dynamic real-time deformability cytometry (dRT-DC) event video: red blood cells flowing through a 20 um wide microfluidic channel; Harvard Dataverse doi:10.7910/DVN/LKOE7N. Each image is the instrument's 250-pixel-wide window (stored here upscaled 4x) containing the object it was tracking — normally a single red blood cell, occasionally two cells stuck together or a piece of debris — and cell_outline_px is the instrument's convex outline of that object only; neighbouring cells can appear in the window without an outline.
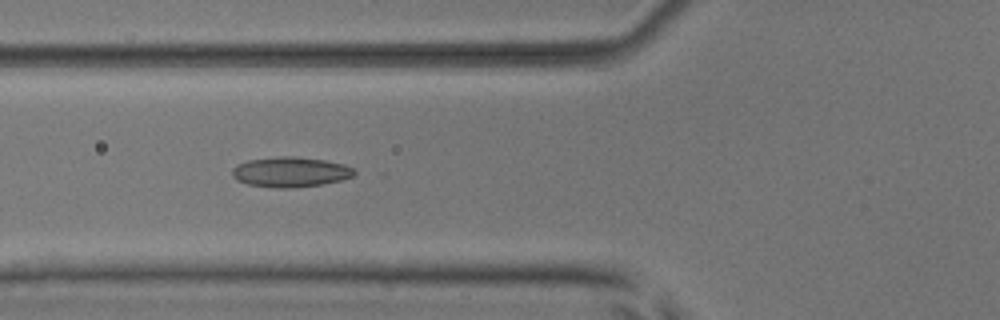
{"species": "common noctule bat (a hibernating species)", "species_latin": "Nyctalus noctula", "temperature_condition": "room temperature", "stored_images_in_passage": 5, "camera_frame_rate_fps": 3000, "um_per_image_px": 0.085, "animal": {"sex": "male", "body_mass_g": 17.9, "forearm_length_mm": 54.2}, "frame": {"image": 1, "passage_image": 3, "time_ms": 2.0, "image_size_px": [1000, 320], "cell_outline_px": [[356, 176], [340, 180], [320, 184], [292, 188], [276, 188], [248, 184], [236, 180], [232, 176], [232, 168], [236, 164], [248, 160], [280, 156], [292, 156], [324, 160], [344, 164], [352, 168], [356, 172]], "centroid_in_image_um": [24.67, 14.62], "position_along_channel_um": 101.1, "area_um2": 21.44}}
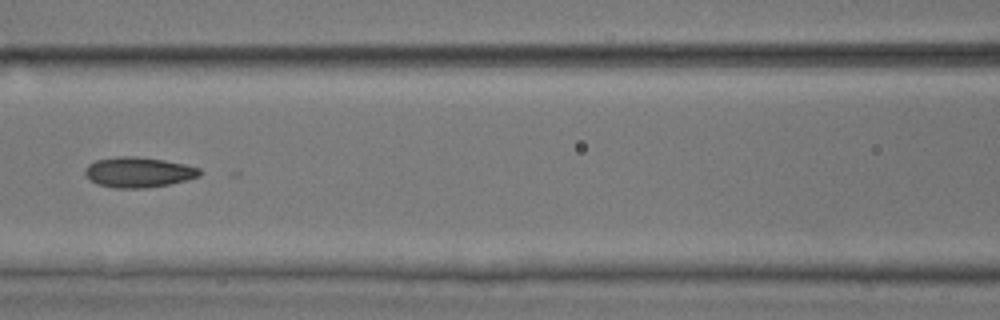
{"frame": {"image": 2, "passage_image": 4, "time_ms": 3.333, "image_size_px": [1000, 320], "cell_outline_px": [[200, 176], [168, 184], [144, 188], [116, 188], [100, 184], [92, 180], [84, 172], [88, 164], [96, 160], [116, 156], [136, 156], [164, 160], [184, 164], [200, 168]], "centroid_in_image_um": [11.77, 14.62], "position_along_channel_um": 154.8, "area_um2": 19.94}}